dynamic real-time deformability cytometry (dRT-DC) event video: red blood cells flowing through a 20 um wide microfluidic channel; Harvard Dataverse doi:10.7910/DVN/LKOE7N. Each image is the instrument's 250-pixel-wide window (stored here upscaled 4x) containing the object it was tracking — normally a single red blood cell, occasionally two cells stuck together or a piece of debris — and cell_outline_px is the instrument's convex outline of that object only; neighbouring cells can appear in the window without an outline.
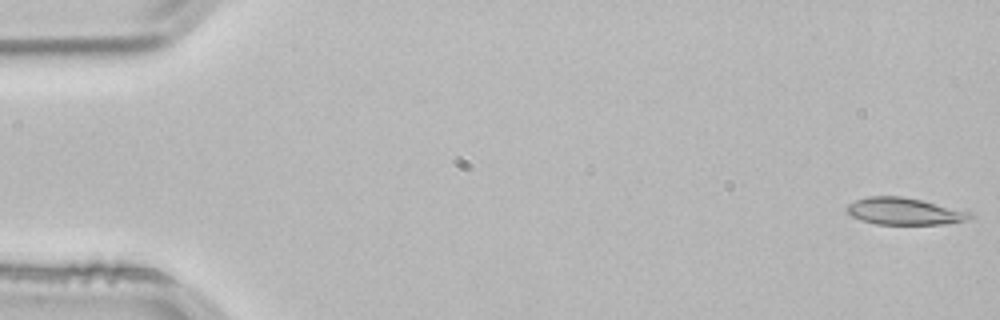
{"species": "common noctule bat (a hibernating species)", "species_latin": "Nyctalus noctula", "temperature_condition": "room temperature", "stored_images_in_passage": 14, "camera_frame_rate_fps": 3000, "um_per_image_px": 0.085, "animal": {"sex": "male", "body_mass_g": 21.5, "forearm_length_mm": 52.0}, "frame": {"image": 1, "passage_image": 1, "time_ms": 0.0, "image_size_px": [1000, 320], "cell_outline_px": [[972, 220], [944, 224], [876, 224], [860, 220], [852, 216], [844, 208], [848, 204], [856, 200], [868, 196], [900, 196], [920, 200], [972, 212]], "centroid_in_image_um": [76.87, 17.97], "position_along_channel_um": 8.1, "area_um2": 19.36}}
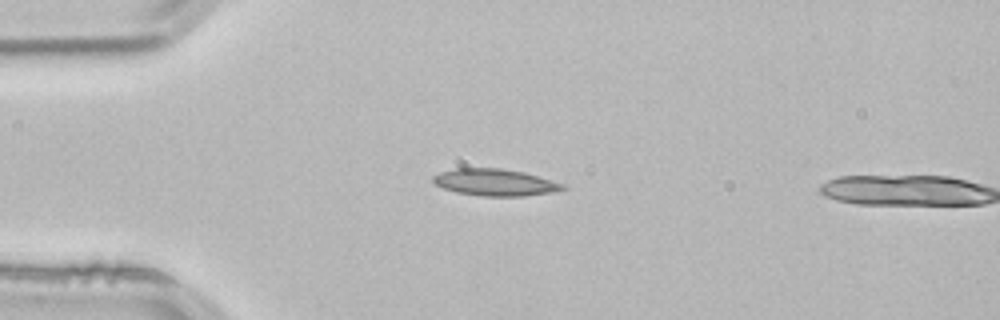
{"frame": {"image": 2, "passage_image": 13, "time_ms": 4.0, "image_size_px": [1000, 320], "cell_outline_px": [[568, 188], [556, 192], [524, 196], [480, 196], [456, 192], [444, 188], [436, 184], [432, 180], [432, 176], [440, 172], [456, 168], [500, 168], [524, 172], [564, 184]], "centroid_in_image_um": [42.1, 15.51], "position_along_channel_um": 42.9, "area_um2": 20.35}}